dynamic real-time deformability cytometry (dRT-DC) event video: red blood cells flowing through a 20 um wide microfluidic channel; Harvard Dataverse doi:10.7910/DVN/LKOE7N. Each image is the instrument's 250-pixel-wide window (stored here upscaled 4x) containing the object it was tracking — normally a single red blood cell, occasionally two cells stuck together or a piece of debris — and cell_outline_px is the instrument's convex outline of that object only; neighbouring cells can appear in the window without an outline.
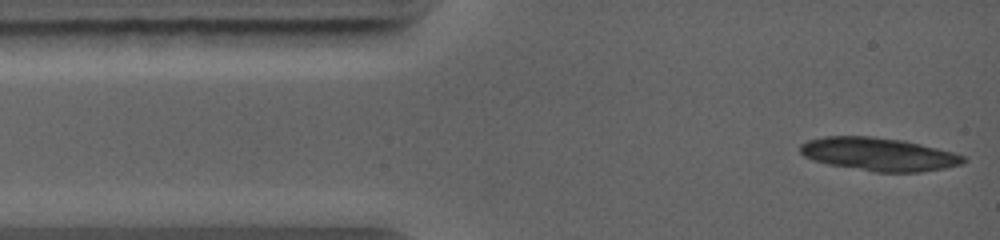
{"species": "common noctule bat (a hibernating species)", "species_latin": "Nyctalus noctula", "temperature_condition": "warm", "stored_images_in_passage": 2, "camera_frame_rate_fps": 5000, "um_per_image_px": 0.085, "animal": {"sex": "female", "body_mass_g": 19.0, "forearm_length_mm": 56.7}, "frame": {"image": 1, "passage_image": 1, "time_ms": 0.0, "image_size_px": [1000, 240], "cell_outline_px": [[968, 160], [964, 164], [944, 168], [920, 172], [876, 172], [828, 164], [812, 160], [804, 156], [800, 152], [800, 144], [808, 140], [824, 136], [872, 136], [904, 140], [952, 152], [964, 156]], "centroid_in_image_um": [74.69, 13.11], "position_along_channel_um": 10.3, "area_um2": 31.62}}